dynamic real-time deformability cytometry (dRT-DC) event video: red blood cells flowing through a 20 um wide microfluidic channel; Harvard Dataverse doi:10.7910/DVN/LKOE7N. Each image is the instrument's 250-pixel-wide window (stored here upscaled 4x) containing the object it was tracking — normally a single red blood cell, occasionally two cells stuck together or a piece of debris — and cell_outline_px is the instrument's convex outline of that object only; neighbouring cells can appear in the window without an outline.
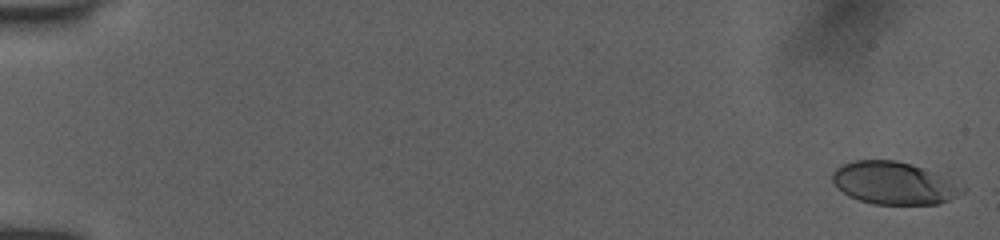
{"species": "human", "species_latin": "Homo sapiens", "temperature_condition": "room temperature", "stored_images_in_passage": 40, "camera_frame_rate_fps": 3000, "um_per_image_px": 0.085, "donor": {"sex": "female"}, "frame": {"image": 1, "passage_image": 1, "time_ms": 0.0, "image_size_px": [1000, 240], "cell_outline_px": [[968, 188], [964, 192], [940, 204], [872, 204], [848, 196], [836, 188], [832, 180], [832, 172], [836, 168], [844, 164], [856, 160], [896, 160], [912, 164], [924, 168]], "centroid_in_image_um": [75.96, 15.57], "position_along_channel_um": 9.0, "area_um2": 32.19}}
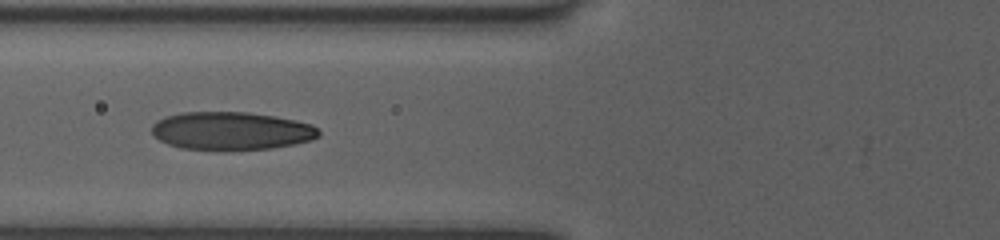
{"frame": {"image": 2, "passage_image": 17, "time_ms": 7.0, "image_size_px": [1000, 240], "cell_outline_px": [[320, 136], [312, 140], [272, 148], [224, 152], [220, 152], [180, 148], [168, 144], [160, 140], [152, 132], [152, 124], [168, 116], [184, 112], [248, 112], [296, 120], [312, 124], [320, 132]], "centroid_in_image_um": [19.67, 11.16], "position_along_channel_um": 106.1, "area_um2": 37.51}}
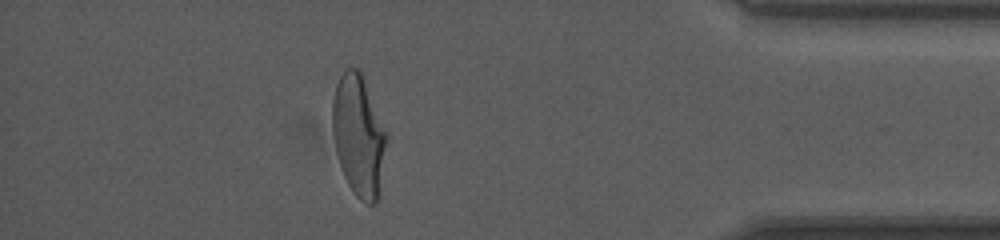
{"frame": {"image": 3, "passage_image": 35, "time_ms": 15.333, "image_size_px": [1000, 240], "cell_outline_px": [[388, 136], [376, 200], [372, 204], [368, 204], [360, 200], [356, 196], [348, 184], [344, 176], [336, 152], [332, 128], [332, 100], [336, 84], [340, 76], [348, 68], [360, 68]], "centroid_in_image_um": [30.46, 11.47], "position_along_channel_um": 404.7, "area_um2": 37.74}, "authors_computed_cell_mechanics": {"area_um2": 36.125, "velocity_mm_per_s": 3.9842, "shape_relaxation_time_tau1_ms": 4.1748, "shape_relaxation_time_tau2_ms": 0.871, "deformation_change_tau1": 0.1974, "deformation_change_tau2": 0.0764}}